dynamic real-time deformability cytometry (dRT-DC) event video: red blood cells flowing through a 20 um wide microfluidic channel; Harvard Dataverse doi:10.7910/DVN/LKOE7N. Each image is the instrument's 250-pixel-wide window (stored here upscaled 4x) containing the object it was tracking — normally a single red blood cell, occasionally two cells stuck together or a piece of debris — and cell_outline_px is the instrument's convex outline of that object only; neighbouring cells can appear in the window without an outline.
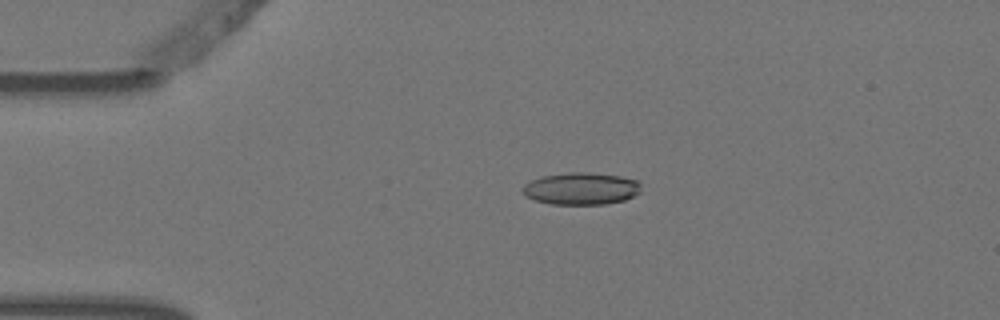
{"species": "Egyptian fruit bat (a non-hibernating species)", "species_latin": "Rousettus aegyptiacus", "temperature_condition": "warm", "stored_images_in_passage": 6, "camera_frame_rate_fps": 3000, "um_per_image_px": 0.085, "animal": {"sex": "female"}, "frame": {"image": 1, "passage_image": 4, "time_ms": 1.0, "image_size_px": [1000, 320], "cell_outline_px": [[640, 192], [624, 200], [604, 204], [548, 204], [524, 196], [520, 188], [524, 184], [532, 180], [544, 176], [572, 172], [588, 172], [620, 176], [636, 180], [640, 184]], "centroid_in_image_um": [49.36, 16.03], "position_along_channel_um": 35.6, "area_um2": 22.14}}
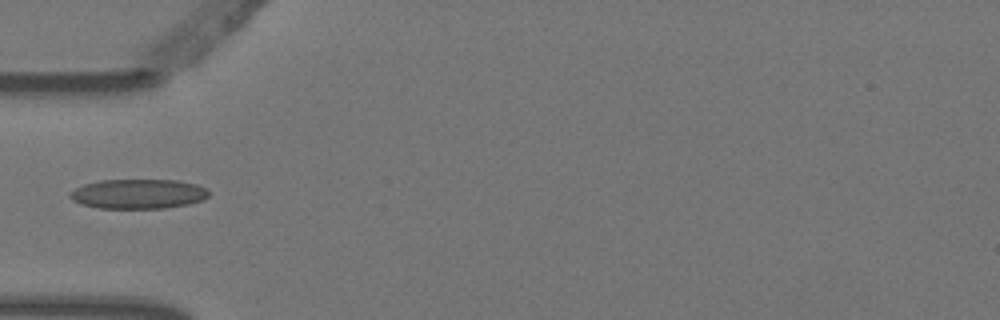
{"frame": {"image": 2, "passage_image": 5, "time_ms": 1.333, "image_size_px": [1000, 320], "cell_outline_px": [[208, 196], [204, 200], [188, 204], [164, 208], [100, 208], [80, 204], [72, 200], [68, 196], [68, 192], [84, 184], [100, 180], [176, 180], [196, 184], [208, 188]], "centroid_in_image_um": [11.74, 16.48], "position_along_channel_um": 73.3, "area_um2": 24.1}}
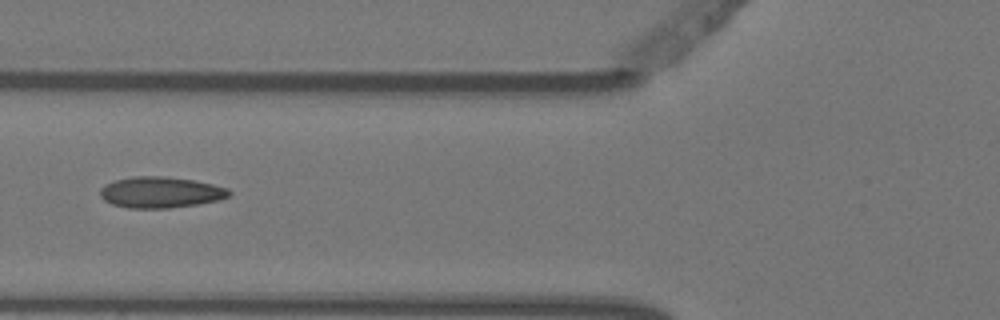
{"frame": {"image": 3, "passage_image": 6, "time_ms": 1.667, "image_size_px": [1000, 320], "cell_outline_px": [[232, 192], [228, 196], [216, 200], [196, 204], [168, 208], [128, 208], [112, 204], [104, 200], [100, 196], [100, 188], [104, 184], [116, 180], [132, 176], [164, 176], [192, 180], [212, 184], [228, 188]], "centroid_in_image_um": [13.6, 16.34], "position_along_channel_um": 112.2, "area_um2": 23.24}}